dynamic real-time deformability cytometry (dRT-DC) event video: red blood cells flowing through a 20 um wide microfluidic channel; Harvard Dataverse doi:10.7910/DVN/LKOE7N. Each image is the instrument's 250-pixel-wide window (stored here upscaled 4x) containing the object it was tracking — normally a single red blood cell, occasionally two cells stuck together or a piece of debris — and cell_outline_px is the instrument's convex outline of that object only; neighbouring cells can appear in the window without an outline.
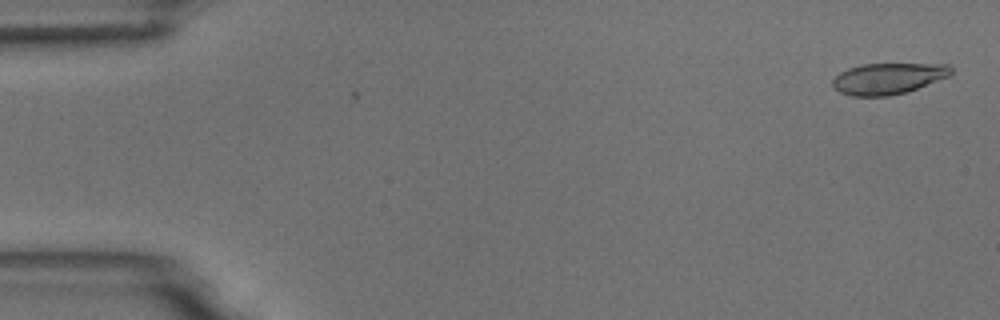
{"species": "common noctule bat (a hibernating species)", "species_latin": "Nyctalus noctula", "temperature_condition": "room temperature", "stored_images_in_passage": 2, "camera_frame_rate_fps": 3000, "um_per_image_px": 0.085, "animal": {"sex": "male", "body_mass_g": 18.8}, "frame": {"image": 1, "passage_image": 2, "time_ms": 1.0, "image_size_px": [1000, 320], "cell_outline_px": [[952, 72], [948, 76], [916, 88], [904, 92], [888, 96], [852, 96], [840, 92], [832, 88], [832, 80], [840, 72], [848, 68], [860, 64], [948, 64], [952, 68]], "centroid_in_image_um": [75.43, 6.67], "position_along_channel_um": 9.6, "area_um2": 21.33}}